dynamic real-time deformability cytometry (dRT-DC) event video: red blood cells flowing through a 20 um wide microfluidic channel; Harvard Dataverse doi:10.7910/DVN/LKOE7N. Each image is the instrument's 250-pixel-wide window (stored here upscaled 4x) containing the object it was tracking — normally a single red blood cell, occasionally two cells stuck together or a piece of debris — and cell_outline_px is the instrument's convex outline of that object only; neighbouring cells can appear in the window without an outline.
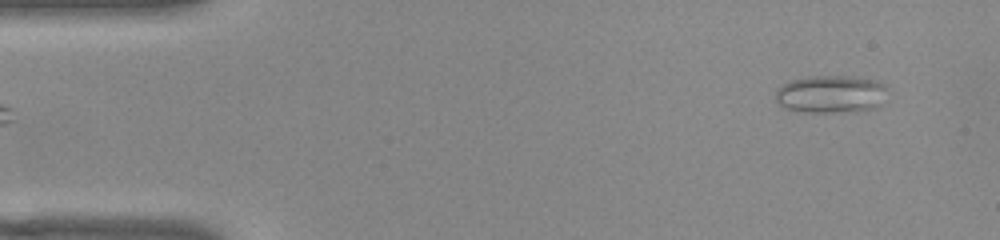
{"species": "common noctule bat (a hibernating species)", "species_latin": "Nyctalus noctula", "temperature_condition": "warm", "stored_images_in_passage": 49, "camera_frame_rate_fps": 3000, "um_per_image_px": 0.085, "animal": {"sex": "female", "body_mass_g": 22.0, "forearm_length_mm": 56.7}, "frame": {"image": 1, "passage_image": 1, "time_ms": 0.0, "image_size_px": [1000, 240], "cell_outline_px": [[888, 88], [880, 104], [876, 108], [828, 112], [804, 112], [784, 108], [776, 100], [776, 92], [780, 84], [792, 80], [808, 76], [852, 76], [880, 80]], "centroid_in_image_um": [70.62, 7.97], "position_along_channel_um": 14.4, "area_um2": 24.62}}
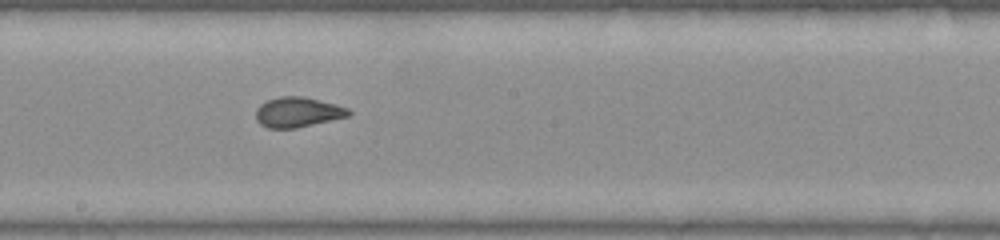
{"frame": {"image": 2, "passage_image": 25, "time_ms": 8.0, "image_size_px": [1000, 240], "cell_outline_px": [[352, 112], [348, 116], [296, 128], [268, 128], [260, 124], [256, 120], [256, 108], [260, 104], [268, 100], [280, 96], [304, 96], [336, 104], [348, 108]], "centroid_in_image_um": [25.29, 9.53], "position_along_channel_um": 222.9, "area_um2": 16.24}}
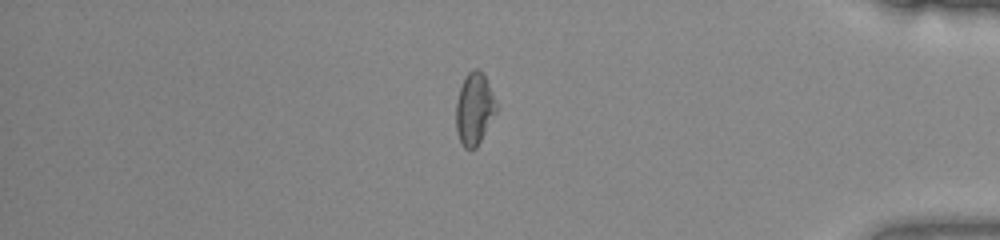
{"frame": {"image": 3, "passage_image": 41, "time_ms": 13.333, "image_size_px": [1000, 240], "cell_outline_px": [[496, 112], [476, 148], [464, 148], [460, 144], [456, 128], [456, 100], [460, 88], [468, 72], [476, 68], [484, 76], [488, 84], [496, 104]], "centroid_in_image_um": [40.29, 9.29], "position_along_channel_um": 394.9, "area_um2": 16.47}, "authors_computed_cell_mechanics": {"area_um2": 16.8198, "velocity_mm_per_s": 3.8581, "shape_relaxation_time_tau1_ms": 4.6853, "shape_relaxation_time_tau2_ms": 0.9952, "deformation_change_tau1": 0.14, "deformation_change_tau2": 0.0675}}